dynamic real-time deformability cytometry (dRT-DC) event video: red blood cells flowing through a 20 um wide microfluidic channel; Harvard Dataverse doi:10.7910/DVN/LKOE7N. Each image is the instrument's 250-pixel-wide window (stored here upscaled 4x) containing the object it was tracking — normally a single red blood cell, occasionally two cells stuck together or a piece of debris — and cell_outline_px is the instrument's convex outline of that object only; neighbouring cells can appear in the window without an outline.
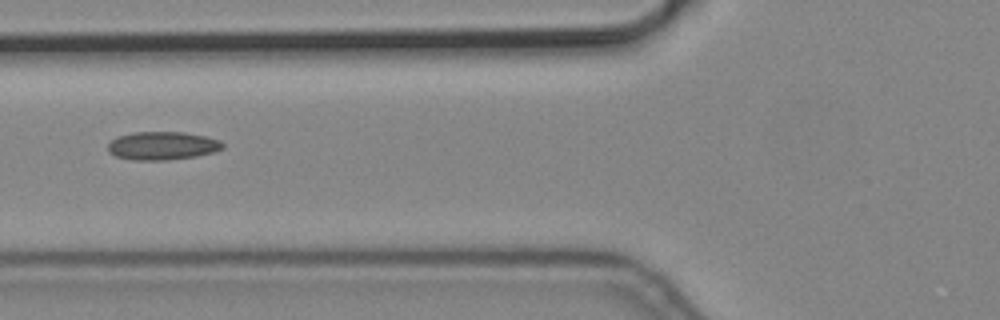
{"species": "common noctule bat (a hibernating species)", "species_latin": "Nyctalus noctula", "temperature_condition": "cold", "stored_images_in_passage": 9, "camera_frame_rate_fps": 3000, "um_per_image_px": 0.085, "animal": {"sex": "male", "body_mass_g": 19.2, "forearm_length_mm": 51.8}, "frame": {"image": 1, "passage_image": 6, "time_ms": 1.667, "image_size_px": [1000, 320], "cell_outline_px": [[224, 148], [212, 152], [196, 156], [168, 160], [132, 160], [116, 156], [108, 152], [108, 144], [116, 136], [136, 132], [184, 132], [204, 136], [220, 140], [224, 144]], "centroid_in_image_um": [13.79, 12.39], "position_along_channel_um": 112.0, "area_um2": 18.9}}